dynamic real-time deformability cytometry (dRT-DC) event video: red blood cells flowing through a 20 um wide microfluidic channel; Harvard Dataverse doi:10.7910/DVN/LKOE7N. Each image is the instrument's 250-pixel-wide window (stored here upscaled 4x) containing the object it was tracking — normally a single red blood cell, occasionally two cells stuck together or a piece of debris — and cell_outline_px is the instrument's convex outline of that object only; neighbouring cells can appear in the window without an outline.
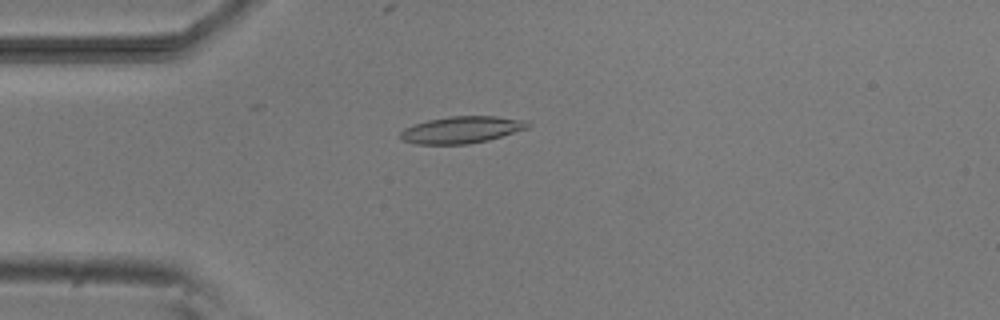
{"species": "common noctule bat (a hibernating species)", "species_latin": "Nyctalus noctula", "temperature_condition": "room temperature", "stored_images_in_passage": 3, "camera_frame_rate_fps": 3000, "um_per_image_px": 0.085, "animal": {"sex": "male", "body_mass_g": 20.5, "forearm_length_mm": 52.5}, "frame": {"image": 1, "passage_image": 3, "time_ms": 2.333, "image_size_px": [1000, 320], "cell_outline_px": [[532, 124], [528, 128], [488, 140], [468, 144], [416, 144], [400, 140], [400, 132], [404, 128], [428, 120], [448, 116], [496, 116], [528, 120]], "centroid_in_image_um": [39.25, 11.03], "position_along_channel_um": 45.7, "area_um2": 20.06}}